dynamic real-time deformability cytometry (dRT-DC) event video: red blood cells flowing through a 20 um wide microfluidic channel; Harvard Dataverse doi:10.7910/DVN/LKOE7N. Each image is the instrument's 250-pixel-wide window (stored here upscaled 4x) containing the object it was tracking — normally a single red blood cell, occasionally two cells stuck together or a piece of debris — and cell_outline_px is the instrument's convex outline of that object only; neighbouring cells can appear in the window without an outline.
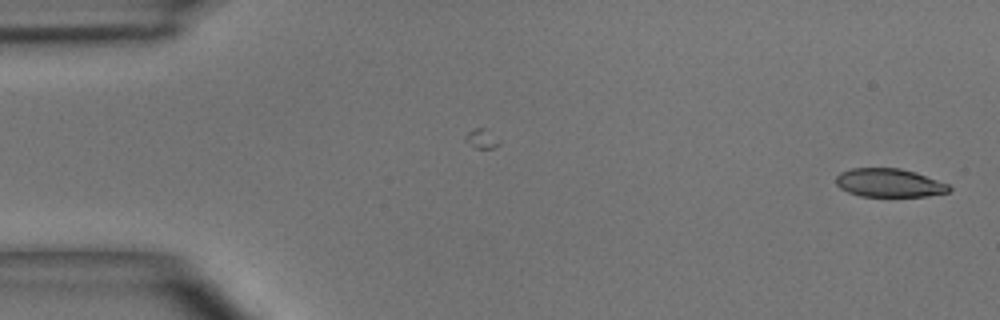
{"species": "common noctule bat (a hibernating species)", "species_latin": "Nyctalus noctula", "temperature_condition": "room temperature", "stored_images_in_passage": 21, "camera_frame_rate_fps": 3000, "um_per_image_px": 0.085, "animal": {"sex": "male", "body_mass_g": 15.6}, "frame": {"image": 1, "passage_image": 1, "time_ms": 0.0, "image_size_px": [1000, 320], "cell_outline_px": [[952, 188], [948, 192], [928, 196], [860, 196], [848, 192], [840, 188], [836, 184], [836, 176], [840, 172], [852, 168], [900, 168], [916, 172], [948, 184]], "centroid_in_image_um": [75.57, 15.54], "position_along_channel_um": 9.4, "area_um2": 18.79}}
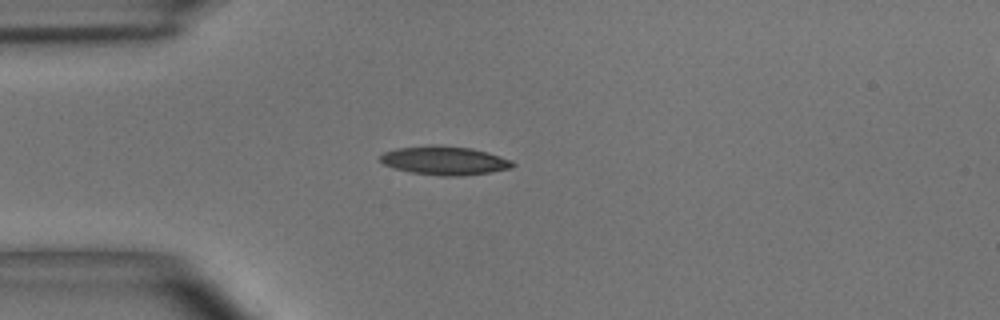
{"frame": {"image": 2, "passage_image": 12, "time_ms": 3.667, "image_size_px": [1000, 320], "cell_outline_px": [[516, 164], [512, 168], [488, 172], [460, 176], [440, 176], [412, 172], [396, 168], [384, 164], [380, 160], [380, 156], [384, 152], [396, 148], [432, 144], [472, 148], [488, 152], [512, 160]], "centroid_in_image_um": [37.81, 13.63], "position_along_channel_um": 47.2, "area_um2": 22.14}}
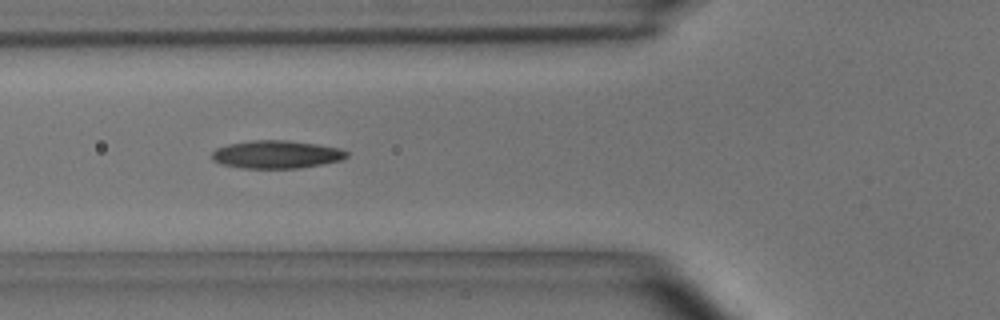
{"frame": {"image": 3, "passage_image": 17, "time_ms": 5.333, "image_size_px": [1000, 320], "cell_outline_px": [[348, 156], [340, 160], [300, 168], [240, 168], [220, 164], [212, 160], [212, 152], [216, 148], [228, 144], [252, 140], [288, 140], [316, 144], [340, 148], [348, 152]], "centroid_in_image_um": [23.46, 13.12], "position_along_channel_um": 102.3, "area_um2": 21.96}}